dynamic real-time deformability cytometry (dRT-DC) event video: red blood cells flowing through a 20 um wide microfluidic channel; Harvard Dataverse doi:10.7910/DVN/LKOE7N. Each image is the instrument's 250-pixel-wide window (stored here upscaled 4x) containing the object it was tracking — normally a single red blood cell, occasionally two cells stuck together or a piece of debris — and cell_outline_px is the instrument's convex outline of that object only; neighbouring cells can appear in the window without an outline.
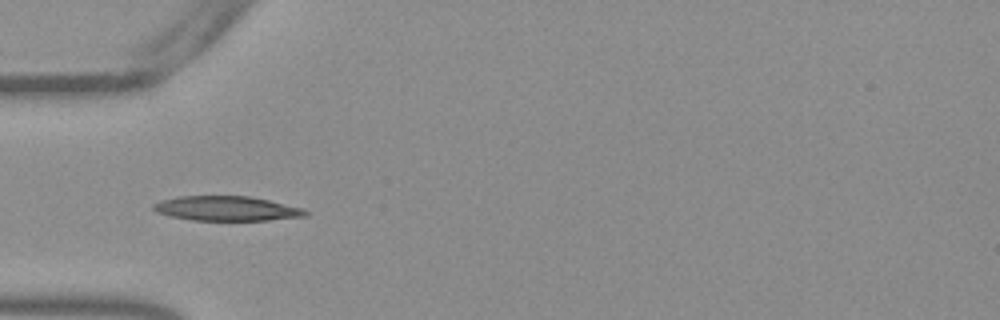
{"species": "Egyptian fruit bat (a non-hibernating species)", "species_latin": "Rousettus aegyptiacus", "temperature_condition": "warm", "stored_images_in_passage": 53, "camera_frame_rate_fps": 3000, "um_per_image_px": 0.085, "frame": {"image": 1, "passage_image": 17, "time_ms": 5.333, "image_size_px": [1000, 320], "cell_outline_px": [[308, 216], [268, 220], [192, 220], [172, 216], [156, 212], [152, 208], [152, 204], [164, 200], [180, 196], [248, 196], [268, 200], [304, 208], [308, 212]], "centroid_in_image_um": [19.3, 17.72], "position_along_channel_um": 65.7, "area_um2": 21.68}}
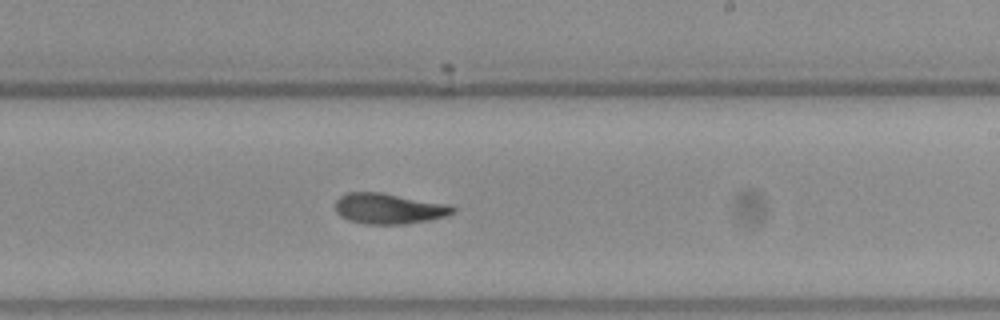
{"frame": {"image": 2, "passage_image": 32, "time_ms": 10.333, "image_size_px": [1000, 320], "cell_outline_px": [[456, 212], [448, 216], [428, 220], [404, 224], [364, 224], [348, 220], [340, 216], [336, 212], [336, 200], [340, 196], [348, 192], [380, 192], [448, 204], [456, 208]], "centroid_in_image_um": [33.06, 17.73], "position_along_channel_um": 255.9, "area_um2": 21.04}}
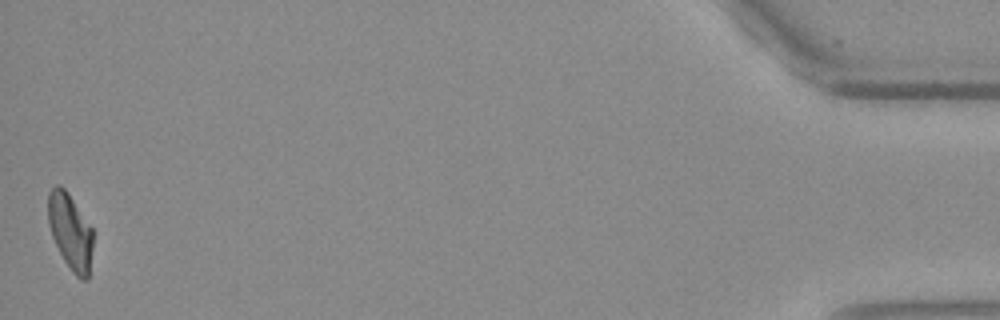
{"frame": {"image": 3, "passage_image": 53, "time_ms": 17.333, "image_size_px": [1000, 320], "cell_outline_px": [[92, 248], [88, 280], [80, 280], [72, 272], [64, 260], [52, 236], [48, 224], [48, 192], [56, 184], [60, 184], [68, 192], [92, 228]], "centroid_in_image_um": [5.97, 19.67], "position_along_channel_um": 429.2, "area_um2": 19.83}, "authors_computed_cell_mechanics": {"area_um2": 20.9814, "velocity_mm_per_s": 3.8134, "shape_relaxation_time_tau1_ms": 5.7898, "shape_relaxation_time_tau2_ms": 3.1313, "deformation_change_tau1": 0.1681, "deformation_change_tau2": 0.0972}}